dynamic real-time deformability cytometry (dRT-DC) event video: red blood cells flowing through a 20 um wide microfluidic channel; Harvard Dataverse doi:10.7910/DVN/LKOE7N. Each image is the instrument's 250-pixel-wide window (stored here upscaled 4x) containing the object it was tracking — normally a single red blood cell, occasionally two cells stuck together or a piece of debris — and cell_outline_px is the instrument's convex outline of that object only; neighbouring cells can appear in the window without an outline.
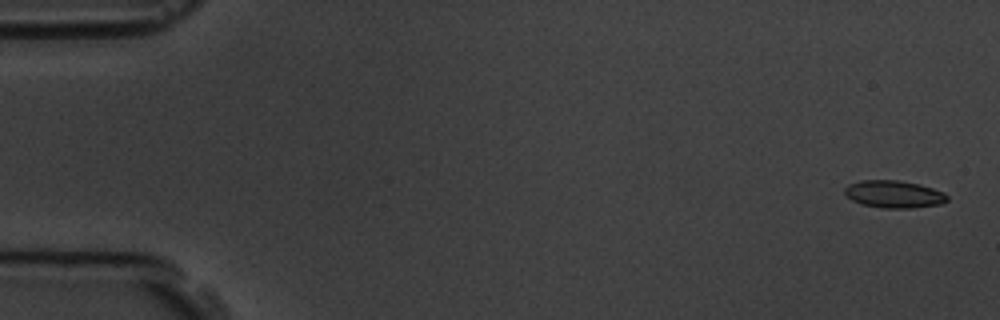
{"species": "common noctule bat (a hibernating species)", "species_latin": "Nyctalus noctula", "temperature_condition": "room temperature", "stored_images_in_passage": 8, "camera_frame_rate_fps": 3000, "um_per_image_px": 0.085, "animal": {"sex": "male", "body_mass_g": 19.5, "forearm_length_mm": 54.6}, "frame": {"image": 1, "passage_image": 1, "time_ms": 0.0, "image_size_px": [1000, 320], "cell_outline_px": [[948, 200], [940, 204], [912, 208], [880, 208], [860, 204], [852, 200], [844, 192], [844, 188], [848, 184], [860, 180], [900, 180], [920, 184], [944, 192], [948, 196]], "centroid_in_image_um": [75.97, 16.5], "position_along_channel_um": 9.0, "area_um2": 16.53}}
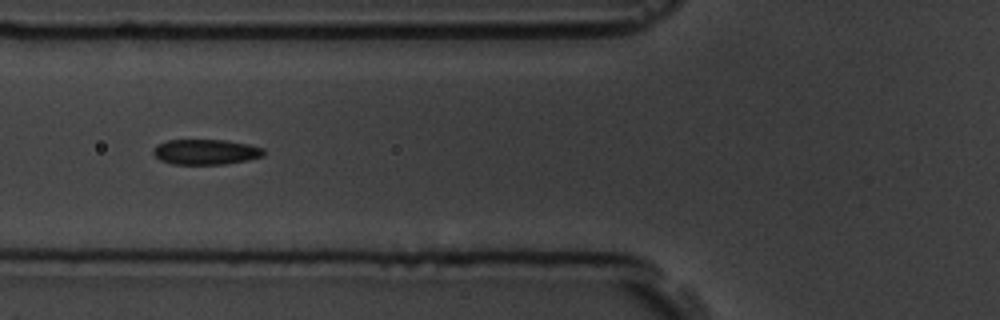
{"frame": {"image": 2, "passage_image": 7, "time_ms": 6.667, "image_size_px": [1000, 320], "cell_outline_px": [[264, 156], [248, 160], [224, 164], [172, 164], [160, 160], [152, 152], [152, 148], [156, 144], [168, 140], [228, 140], [248, 144], [264, 148]], "centroid_in_image_um": [17.48, 12.91], "position_along_channel_um": 108.3, "area_um2": 16.42}}
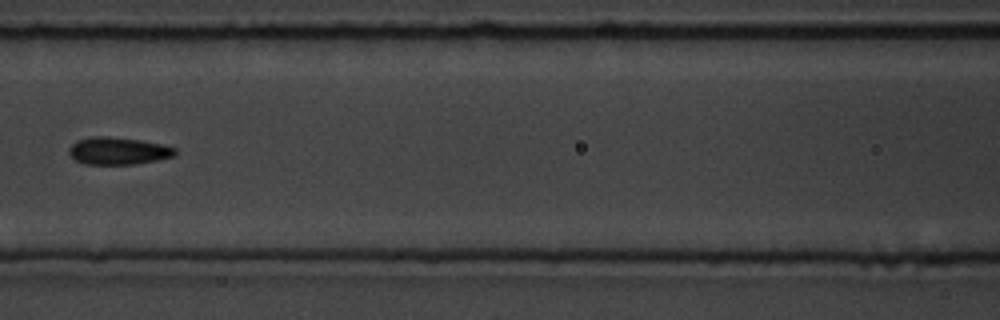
{"frame": {"image": 3, "passage_image": 8, "time_ms": 8.0, "image_size_px": [1000, 320], "cell_outline_px": [[176, 156], [136, 164], [84, 164], [76, 160], [68, 152], [68, 148], [76, 140], [92, 136], [108, 136], [140, 140], [160, 144], [176, 148]], "centroid_in_image_um": [10.03, 12.82], "position_along_channel_um": 156.6, "area_um2": 16.94}}